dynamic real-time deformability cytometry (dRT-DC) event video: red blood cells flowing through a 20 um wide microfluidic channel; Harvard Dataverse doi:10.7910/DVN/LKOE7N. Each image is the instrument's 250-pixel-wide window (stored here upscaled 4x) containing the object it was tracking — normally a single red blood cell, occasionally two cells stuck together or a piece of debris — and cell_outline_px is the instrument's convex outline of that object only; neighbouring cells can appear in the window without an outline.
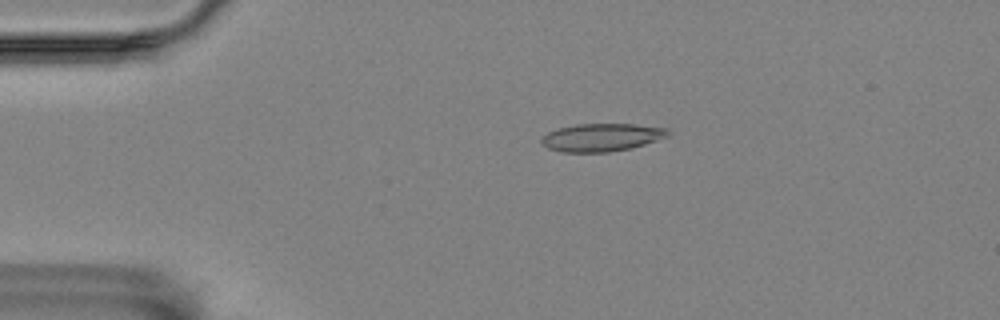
{"species": "Egyptian fruit bat (a non-hibernating species)", "species_latin": "Rousettus aegyptiacus", "temperature_condition": "room temperature", "stored_images_in_passage": 8, "camera_frame_rate_fps": 3000, "um_per_image_px": 0.085, "animal": {"sex": "female"}, "frame": {"image": 1, "passage_image": 3, "time_ms": 0.667, "image_size_px": [1000, 320], "cell_outline_px": [[668, 136], [632, 148], [608, 152], [560, 152], [548, 148], [540, 144], [540, 140], [548, 132], [560, 128], [576, 124], [636, 124], [668, 128]], "centroid_in_image_um": [51.12, 11.68], "position_along_channel_um": 33.9, "area_um2": 20.52}}
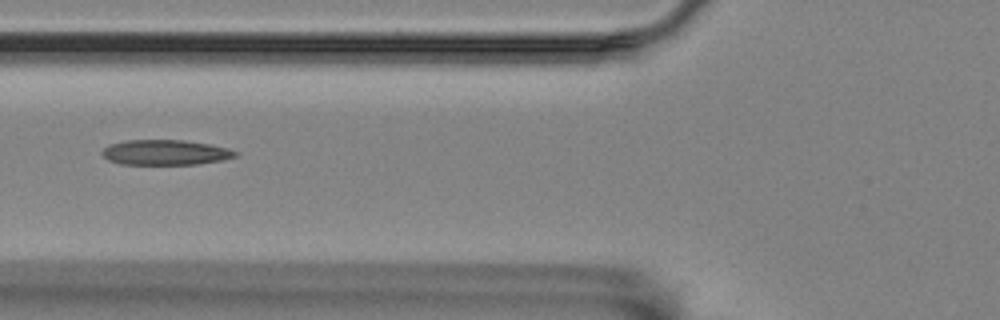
{"frame": {"image": 2, "passage_image": 6, "time_ms": 1.667, "image_size_px": [1000, 320], "cell_outline_px": [[240, 152], [236, 156], [224, 160], [196, 164], [120, 164], [108, 160], [100, 152], [104, 148], [112, 144], [124, 140], [184, 140], [208, 144], [228, 148]], "centroid_in_image_um": [14.07, 12.95], "position_along_channel_um": 111.7, "area_um2": 19.54}}
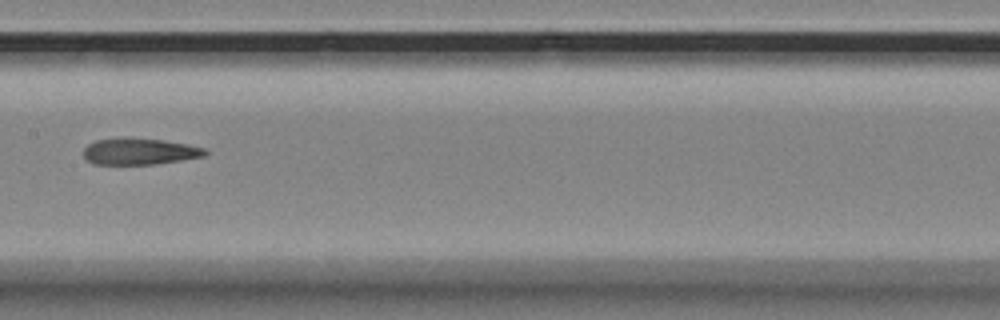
{"frame": {"image": 3, "passage_image": 8, "time_ms": 2.333, "image_size_px": [1000, 320], "cell_outline_px": [[208, 152], [204, 156], [156, 164], [92, 164], [84, 156], [84, 148], [88, 144], [96, 140], [124, 136], [164, 140], [188, 144], [204, 148]], "centroid_in_image_um": [11.84, 12.85], "position_along_channel_um": 195.6, "area_um2": 18.96}}